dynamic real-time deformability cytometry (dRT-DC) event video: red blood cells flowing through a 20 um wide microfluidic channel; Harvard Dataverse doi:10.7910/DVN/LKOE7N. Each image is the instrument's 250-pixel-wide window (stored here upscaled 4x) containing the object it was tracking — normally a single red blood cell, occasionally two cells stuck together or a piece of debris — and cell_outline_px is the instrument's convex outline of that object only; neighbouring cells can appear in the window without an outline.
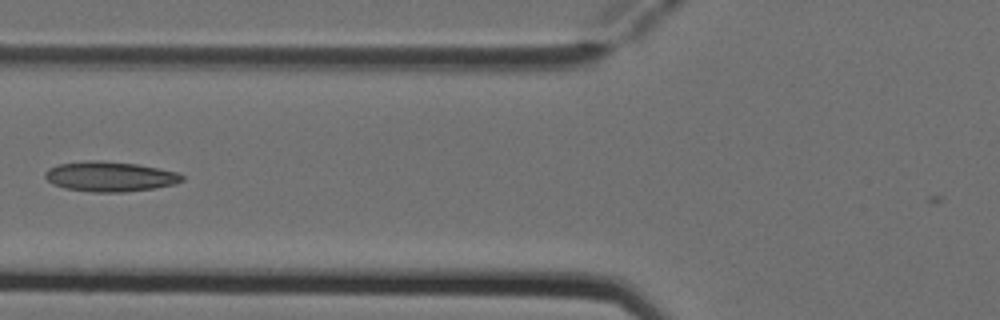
{"species": "Egyptian fruit bat (a non-hibernating species)", "species_latin": "Rousettus aegyptiacus", "temperature_condition": "cold", "stored_images_in_passage": 6, "camera_frame_rate_fps": 3000, "um_per_image_px": 0.085, "animal": {"sex": "female"}, "frame": {"image": 1, "passage_image": 5, "time_ms": 1.333, "image_size_px": [1000, 320], "cell_outline_px": [[184, 180], [176, 184], [152, 188], [124, 192], [92, 192], [64, 188], [52, 184], [44, 176], [44, 172], [48, 168], [60, 164], [84, 160], [104, 160], [136, 164], [176, 172], [184, 176]], "centroid_in_image_um": [9.31, 15.0], "position_along_channel_um": 116.5, "area_um2": 23.99}}
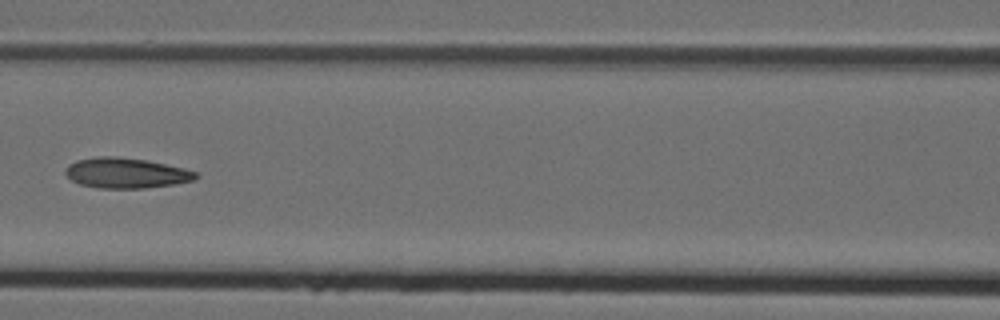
{"frame": {"image": 2, "passage_image": 6, "time_ms": 1.667, "image_size_px": [1000, 320], "cell_outline_px": [[200, 176], [196, 180], [176, 184], [144, 188], [100, 188], [80, 184], [72, 180], [64, 172], [64, 168], [68, 164], [76, 160], [96, 156], [116, 156], [148, 160], [184, 168], [196, 172]], "centroid_in_image_um": [10.73, 14.7], "position_along_channel_um": 155.9, "area_um2": 23.29}}